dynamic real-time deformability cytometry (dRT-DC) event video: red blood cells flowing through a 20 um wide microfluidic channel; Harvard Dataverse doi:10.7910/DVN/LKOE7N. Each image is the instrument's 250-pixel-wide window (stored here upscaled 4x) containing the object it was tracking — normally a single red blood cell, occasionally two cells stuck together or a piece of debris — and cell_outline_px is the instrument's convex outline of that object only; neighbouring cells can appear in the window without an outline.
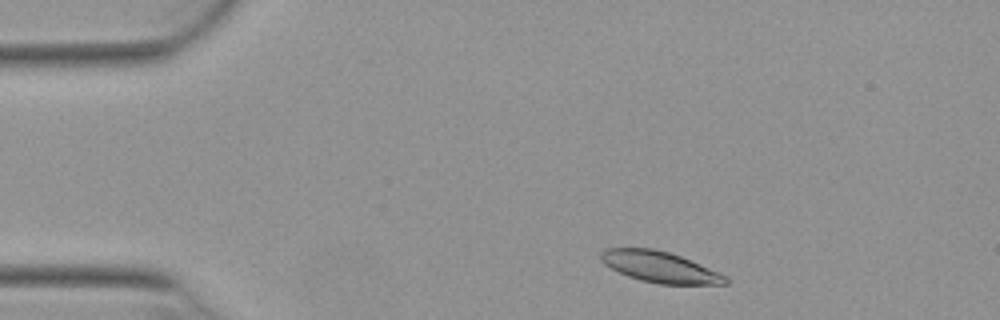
{"species": "Egyptian fruit bat (a non-hibernating species)", "species_latin": "Rousettus aegyptiacus", "temperature_condition": "warm", "stored_images_in_passage": 47, "camera_frame_rate_fps": 3000, "um_per_image_px": 0.085, "animal": {"sex": "female"}, "frame": {"image": 1, "passage_image": 4, "time_ms": 1.0, "image_size_px": [1000, 320], "cell_outline_px": [[728, 284], [660, 284], [640, 280], [628, 276], [604, 264], [600, 260], [600, 252], [604, 248], [652, 248], [668, 252], [680, 256], [728, 276]], "centroid_in_image_um": [56.07, 22.69], "position_along_channel_um": 28.9, "area_um2": 22.37}}
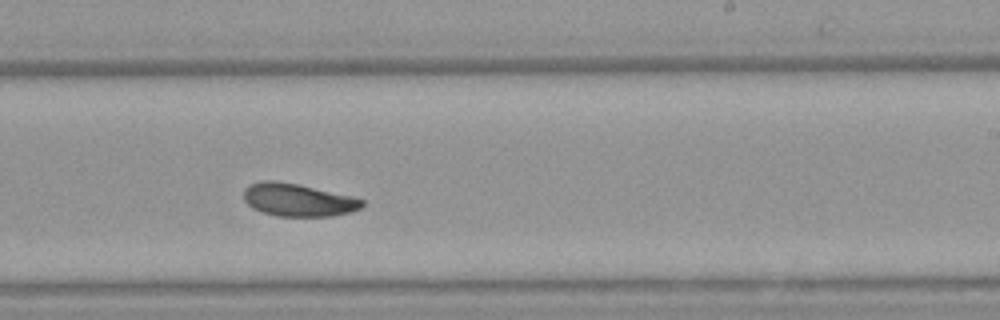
{"frame": {"image": 2, "passage_image": 27, "time_ms": 8.667, "image_size_px": [1000, 320], "cell_outline_px": [[364, 204], [360, 208], [352, 212], [332, 216], [276, 216], [252, 208], [244, 200], [244, 188], [252, 184], [264, 180], [276, 180], [296, 184], [352, 196], [364, 200]], "centroid_in_image_um": [25.34, 17.0], "position_along_channel_um": 263.7, "area_um2": 22.48}}
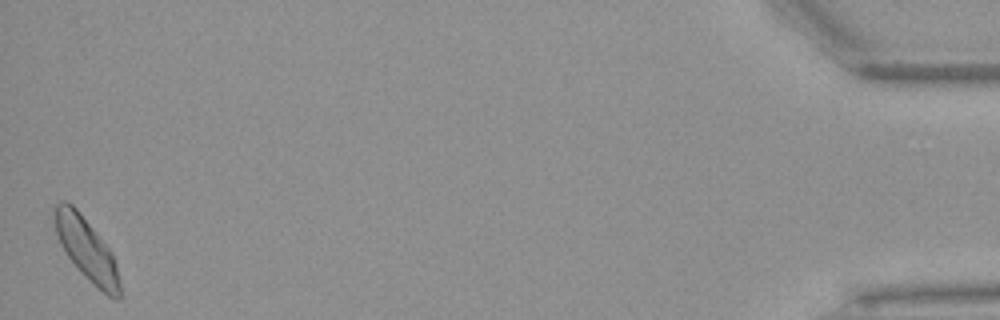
{"frame": {"image": 3, "passage_image": 47, "time_ms": 15.333, "image_size_px": [1000, 320], "cell_outline_px": [[120, 300], [112, 300], [80, 272], [64, 252], [60, 244], [56, 232], [56, 204], [64, 200], [72, 204], [76, 208], [96, 232], [112, 252], [116, 264], [120, 284]], "centroid_in_image_um": [7.4, 21.24], "position_along_channel_um": 427.8, "area_um2": 23.35}, "authors_computed_cell_mechanics": {"area_um2": 22.7154, "velocity_mm_per_s": 3.865, "shape_relaxation_time_tau1_ms": 3.6804, "shape_relaxation_time_tau2_ms": 5.8144, "deformation_change_tau1": 0.1131, "deformation_change_tau2": 0.1119}}